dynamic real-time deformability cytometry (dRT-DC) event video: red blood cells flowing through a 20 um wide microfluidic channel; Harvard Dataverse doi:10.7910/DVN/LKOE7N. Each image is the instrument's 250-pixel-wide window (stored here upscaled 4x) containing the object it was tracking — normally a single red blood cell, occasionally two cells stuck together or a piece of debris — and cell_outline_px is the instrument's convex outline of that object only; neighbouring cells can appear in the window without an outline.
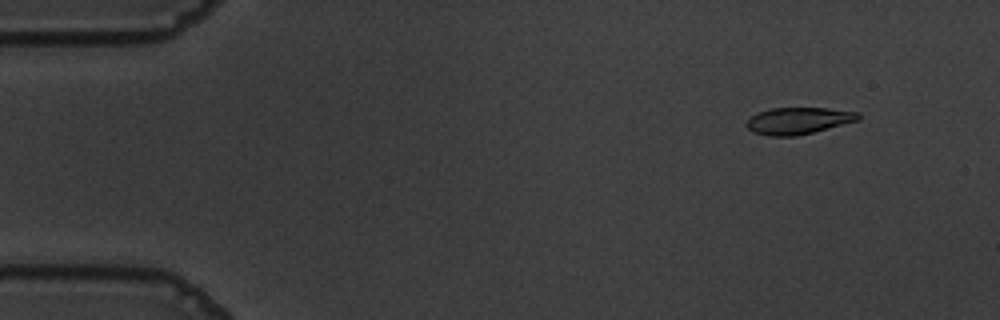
{"species": "common noctule bat (a hibernating species)", "species_latin": "Nyctalus noctula", "temperature_condition": "warm", "stored_images_in_passage": 56, "camera_frame_rate_fps": 3000, "um_per_image_px": 0.085, "animal": {"sex": "male", "body_mass_g": 19.5, "forearm_length_mm": 54.6}, "frame": {"image": 1, "passage_image": 6, "time_ms": 1.667, "image_size_px": [1000, 320], "cell_outline_px": [[860, 120], [796, 136], [768, 136], [752, 132], [744, 124], [756, 112], [772, 108], [828, 108], [860, 112]], "centroid_in_image_um": [67.85, 10.26], "position_along_channel_um": 17.2, "area_um2": 17.51}}
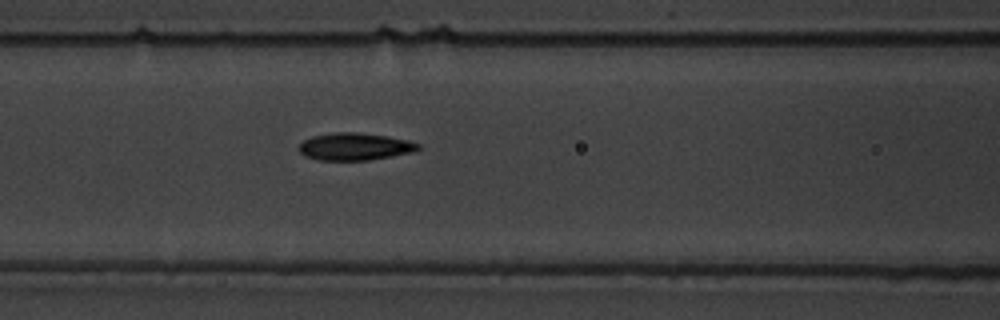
{"frame": {"image": 2, "passage_image": 24, "time_ms": 7.667, "image_size_px": [1000, 320], "cell_outline_px": [[420, 148], [416, 152], [368, 160], [320, 160], [304, 156], [300, 152], [300, 144], [304, 140], [312, 136], [332, 132], [360, 132], [388, 136], [408, 140], [420, 144]], "centroid_in_image_um": [30.19, 12.45], "position_along_channel_um": 136.4, "area_um2": 19.13}}
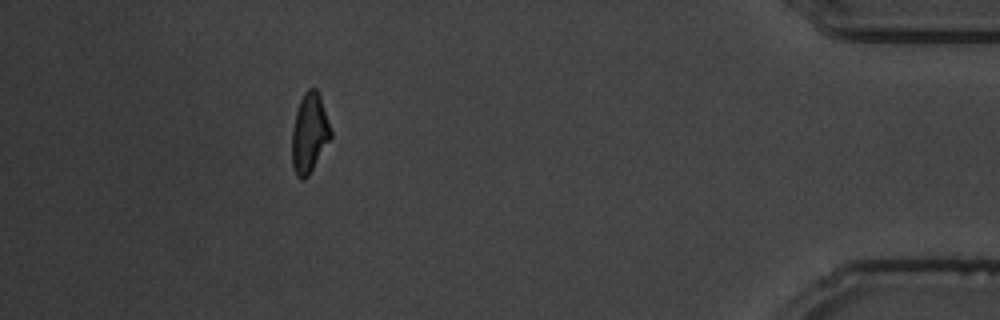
{"frame": {"image": 3, "passage_image": 51, "time_ms": 16.667, "image_size_px": [1000, 320], "cell_outline_px": [[332, 136], [308, 176], [304, 180], [300, 180], [296, 176], [292, 164], [292, 128], [296, 112], [300, 100], [304, 92], [308, 88], [316, 88], [320, 96], [332, 132]], "centroid_in_image_um": [26.29, 11.33], "position_along_channel_um": 408.9, "area_um2": 17.92}, "authors_computed_cell_mechanics": {"area_um2": 18.2359, "velocity_mm_per_s": 3.6323, "shape_relaxation_time_tau1_ms": 3.9107, "shape_relaxation_time_tau2_ms": 2.187, "deformation_change_tau1": 0.1596, "deformation_change_tau2": 0.093}}